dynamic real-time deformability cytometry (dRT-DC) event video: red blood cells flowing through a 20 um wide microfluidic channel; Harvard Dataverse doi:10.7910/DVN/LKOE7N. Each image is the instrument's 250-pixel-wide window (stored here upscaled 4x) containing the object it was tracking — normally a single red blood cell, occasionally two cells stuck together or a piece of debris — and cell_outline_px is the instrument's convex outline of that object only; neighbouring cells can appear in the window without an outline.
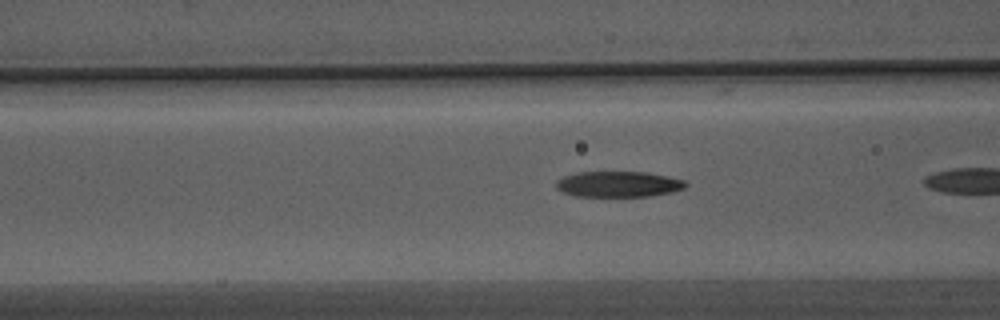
{"species": "Egyptian fruit bat (a non-hibernating species)", "species_latin": "Rousettus aegyptiacus", "temperature_condition": "warm", "stored_images_in_passage": 8, "camera_frame_rate_fps": 3000, "um_per_image_px": 0.085, "animal": {"sex": "male"}, "frame": {"image": 1, "passage_image": 5, "time_ms": 1.333, "image_size_px": [1000, 320], "cell_outline_px": [[688, 184], [684, 188], [672, 192], [648, 196], [576, 196], [564, 192], [556, 188], [556, 180], [564, 176], [576, 172], [648, 172], [668, 176], [684, 180]], "centroid_in_image_um": [52.57, 15.64], "position_along_channel_um": 114.0, "area_um2": 19.42}}